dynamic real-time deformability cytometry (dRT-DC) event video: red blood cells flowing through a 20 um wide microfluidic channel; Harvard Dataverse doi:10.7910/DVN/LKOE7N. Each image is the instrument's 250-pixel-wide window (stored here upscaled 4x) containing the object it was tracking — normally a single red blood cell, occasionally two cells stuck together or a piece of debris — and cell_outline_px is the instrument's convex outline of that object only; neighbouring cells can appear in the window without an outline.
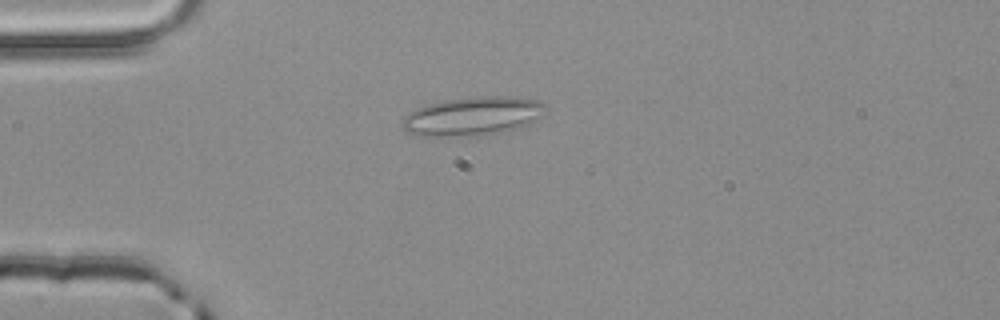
{"species": "common noctule bat (a hibernating species)", "species_latin": "Nyctalus noctula", "temperature_condition": "room temperature", "stored_images_in_passage": 1, "camera_frame_rate_fps": 3000, "um_per_image_px": 0.085, "animal": {"sex": "male", "body_mass_g": 20.4}, "frame": {"image": 1, "passage_image": 1, "time_ms": 0.0, "image_size_px": [1000, 320], "cell_outline_px": [[548, 108], [540, 116], [528, 124], [520, 128], [504, 132], [484, 136], [416, 136], [404, 132], [400, 128], [400, 120], [408, 112], [416, 108], [428, 104], [444, 100], [484, 96], [512, 96], [540, 100], [548, 104]], "centroid_in_image_um": [40.15, 9.89], "position_along_channel_um": 44.8, "area_um2": 33.23}}